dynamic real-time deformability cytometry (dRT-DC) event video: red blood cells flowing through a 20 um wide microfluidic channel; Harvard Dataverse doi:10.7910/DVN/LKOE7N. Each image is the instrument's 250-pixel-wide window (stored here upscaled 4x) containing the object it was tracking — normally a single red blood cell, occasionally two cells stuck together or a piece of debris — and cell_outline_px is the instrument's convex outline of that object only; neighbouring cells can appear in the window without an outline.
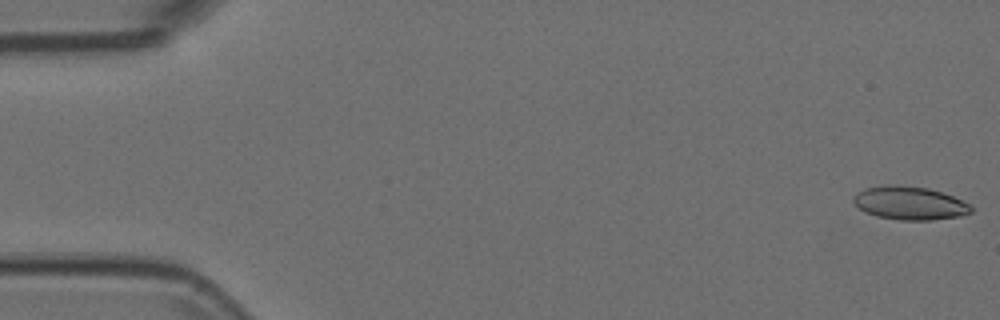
{"species": "Egyptian fruit bat (a non-hibernating species)", "species_latin": "Rousettus aegyptiacus", "temperature_condition": "room temperature", "stored_images_in_passage": 54, "camera_frame_rate_fps": 3000, "um_per_image_px": 0.085, "animal": {"sex": "female"}, "frame": {"image": 1, "passage_image": 1, "time_ms": 0.0, "image_size_px": [1000, 320], "cell_outline_px": [[972, 212], [960, 216], [932, 220], [900, 220], [876, 216], [864, 212], [852, 200], [852, 196], [856, 192], [864, 188], [888, 184], [896, 184], [928, 188], [952, 196], [968, 204], [972, 208]], "centroid_in_image_um": [77.27, 17.26], "position_along_channel_um": 7.7, "area_um2": 22.89}}
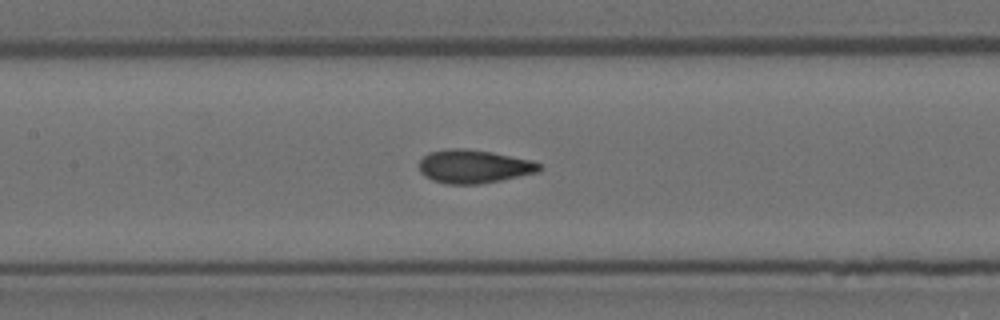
{"frame": {"image": 2, "passage_image": 25, "time_ms": 8.0, "image_size_px": [1000, 320], "cell_outline_px": [[544, 168], [540, 172], [480, 184], [444, 184], [432, 180], [424, 176], [420, 172], [420, 160], [428, 152], [448, 148], [464, 148], [492, 152], [532, 160], [540, 164]], "centroid_in_image_um": [40.28, 14.15], "position_along_channel_um": 167.1, "area_um2": 23.64}}
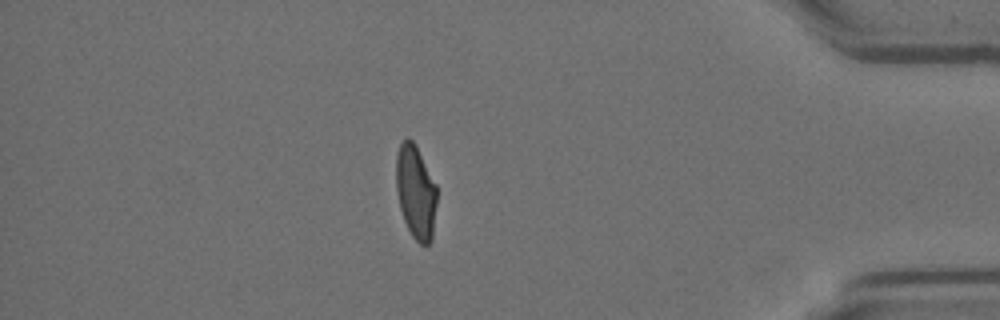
{"frame": {"image": 3, "passage_image": 47, "time_ms": 15.333, "image_size_px": [1000, 320], "cell_outline_px": [[436, 204], [432, 240], [428, 244], [420, 244], [412, 236], [404, 220], [400, 208], [396, 188], [396, 156], [400, 144], [408, 136], [416, 144], [436, 184]], "centroid_in_image_um": [35.33, 16.29], "position_along_channel_um": 399.9, "area_um2": 22.25}}